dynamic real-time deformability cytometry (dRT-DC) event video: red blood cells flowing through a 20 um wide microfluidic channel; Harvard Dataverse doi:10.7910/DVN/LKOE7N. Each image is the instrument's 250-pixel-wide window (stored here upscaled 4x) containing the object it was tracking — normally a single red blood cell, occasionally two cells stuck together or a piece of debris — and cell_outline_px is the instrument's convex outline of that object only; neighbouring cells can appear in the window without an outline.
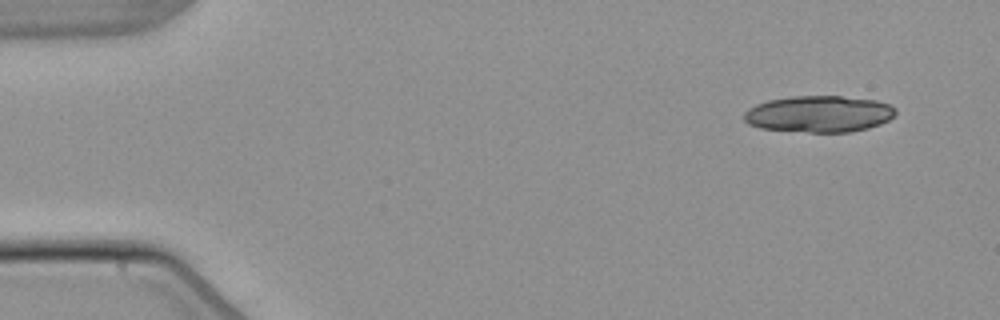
{"species": "common noctule bat (a hibernating species)", "species_latin": "Nyctalus noctula", "temperature_condition": "warm", "stored_images_in_passage": 5, "segment_of_instrument_passage": [1, 2], "camera_frame_rate_fps": 3000, "um_per_image_px": 0.085, "animal": {"sex": "male", "body_mass_g": 21.5, "forearm_length_mm": 52.0}, "frame": {"image": 1, "passage_image": 1, "time_ms": 0.0, "image_size_px": [1000, 320], "cell_outline_px": [[896, 112], [888, 120], [880, 124], [868, 128], [852, 132], [808, 132], [760, 128], [748, 124], [744, 120], [744, 112], [748, 108], [756, 104], [768, 100], [792, 96], [840, 96], [876, 100], [888, 104], [896, 108]], "centroid_in_image_um": [69.6, 9.69], "position_along_channel_um": 15.4, "area_um2": 32.31}}